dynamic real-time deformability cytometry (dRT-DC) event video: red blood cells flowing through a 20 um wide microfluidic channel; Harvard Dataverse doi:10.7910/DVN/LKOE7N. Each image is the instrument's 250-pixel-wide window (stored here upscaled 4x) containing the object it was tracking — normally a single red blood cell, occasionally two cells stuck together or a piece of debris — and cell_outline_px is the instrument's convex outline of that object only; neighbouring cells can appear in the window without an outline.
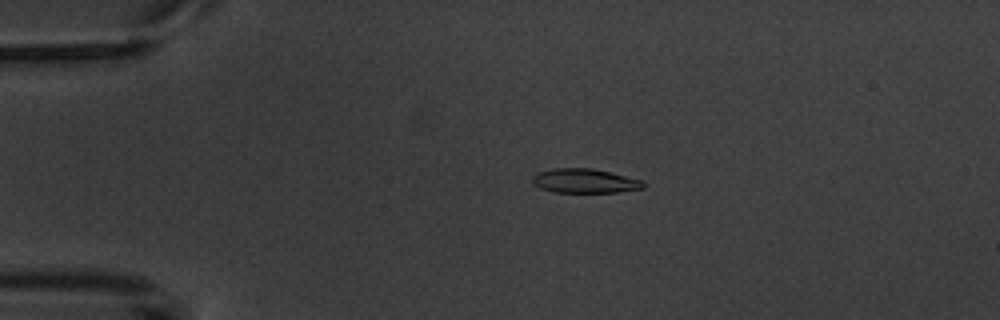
{"species": "common noctule bat (a hibernating species)", "species_latin": "Nyctalus noctula", "temperature_condition": "warm", "stored_images_in_passage": 5, "camera_frame_rate_fps": 3000, "um_per_image_px": 0.085, "animal": {"sex": "male", "body_mass_g": 20.1, "forearm_length_mm": 53.5}, "frame": {"image": 1, "passage_image": 4, "time_ms": 3.667, "image_size_px": [1000, 320], "cell_outline_px": [[644, 188], [616, 192], [556, 192], [540, 188], [532, 184], [532, 176], [536, 172], [556, 168], [592, 168], [644, 180]], "centroid_in_image_um": [49.68, 15.37], "position_along_channel_um": 35.3, "area_um2": 15.72}}